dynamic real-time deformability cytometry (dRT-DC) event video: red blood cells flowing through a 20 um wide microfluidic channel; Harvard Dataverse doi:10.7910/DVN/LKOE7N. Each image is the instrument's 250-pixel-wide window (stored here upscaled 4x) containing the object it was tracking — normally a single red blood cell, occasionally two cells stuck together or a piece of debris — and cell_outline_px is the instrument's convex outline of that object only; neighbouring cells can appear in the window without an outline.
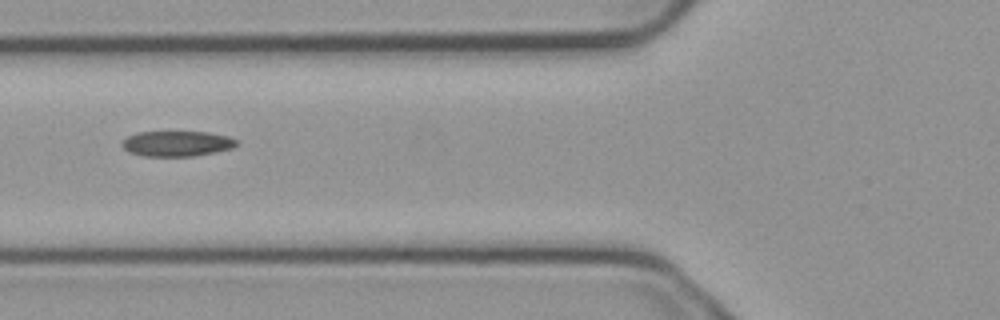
{"species": "common noctule bat (a hibernating species)", "species_latin": "Nyctalus noctula", "temperature_condition": "cold", "stored_images_in_passage": 2, "camera_frame_rate_fps": 3000, "um_per_image_px": 0.085, "animal": {"sex": "male", "body_mass_g": 23.1, "forearm_length_mm": 52.7}, "frame": {"image": 1, "passage_image": 2, "time_ms": 0.333, "image_size_px": [1000, 320], "cell_outline_px": [[236, 144], [232, 148], [216, 152], [192, 156], [144, 156], [128, 152], [120, 144], [128, 136], [140, 132], [208, 132], [228, 136], [236, 140]], "centroid_in_image_um": [15.02, 12.21], "position_along_channel_um": 110.8, "area_um2": 16.82}}